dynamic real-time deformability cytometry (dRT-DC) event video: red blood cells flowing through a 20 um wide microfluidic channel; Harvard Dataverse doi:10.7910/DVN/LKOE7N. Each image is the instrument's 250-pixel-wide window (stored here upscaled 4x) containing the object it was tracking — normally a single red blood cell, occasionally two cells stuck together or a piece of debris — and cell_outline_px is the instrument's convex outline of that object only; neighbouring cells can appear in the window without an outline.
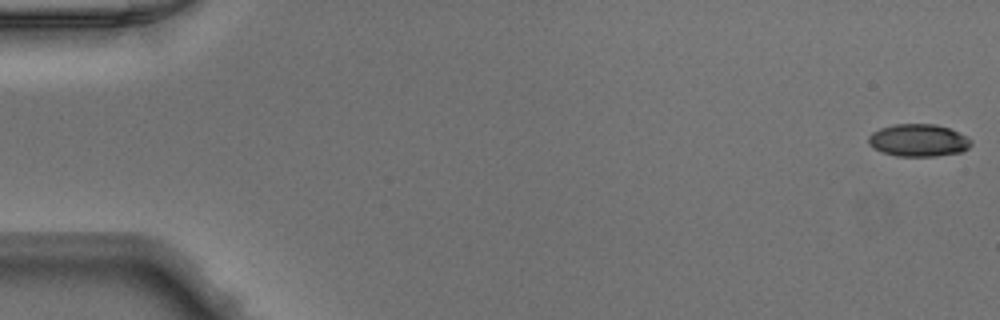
{"species": "Egyptian fruit bat (a non-hibernating species)", "species_latin": "Rousettus aegyptiacus", "temperature_condition": "warm", "stored_images_in_passage": 49, "camera_frame_rate_fps": 3000, "um_per_image_px": 0.085, "animal": {"sex": "male"}, "frame": {"image": 1, "passage_image": 1, "time_ms": 0.0, "image_size_px": [1000, 320], "cell_outline_px": [[972, 144], [968, 148], [960, 152], [936, 156], [896, 156], [880, 152], [872, 148], [868, 144], [868, 136], [872, 132], [880, 128], [892, 124], [936, 124], [948, 128], [972, 140]], "centroid_in_image_um": [78.01, 11.93], "position_along_channel_um": 7.0, "area_um2": 19.48}}
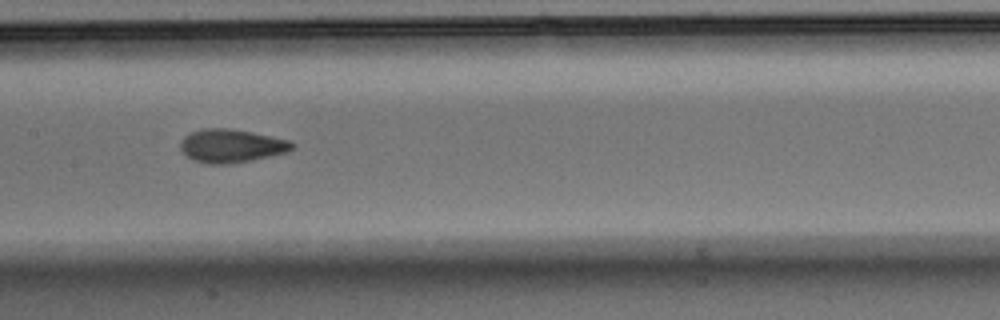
{"frame": {"image": 2, "passage_image": 25, "time_ms": 8.0, "image_size_px": [1000, 320], "cell_outline_px": [[296, 144], [288, 152], [272, 156], [252, 160], [228, 164], [208, 164], [192, 160], [180, 148], [180, 140], [188, 132], [200, 128], [228, 128], [252, 132], [292, 140]], "centroid_in_image_um": [19.67, 12.39], "position_along_channel_um": 187.7, "area_um2": 22.08}}
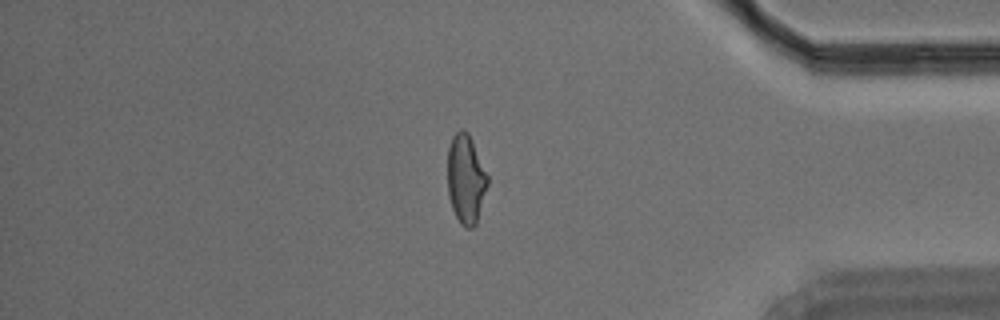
{"frame": {"image": 3, "passage_image": 42, "time_ms": 13.667, "image_size_px": [1000, 320], "cell_outline_px": [[488, 184], [476, 224], [472, 228], [464, 228], [460, 224], [452, 208], [448, 196], [448, 148], [452, 136], [460, 128], [464, 128], [468, 132], [472, 140], [488, 176]], "centroid_in_image_um": [39.59, 15.21], "position_along_channel_um": 395.6, "area_um2": 20.87}}